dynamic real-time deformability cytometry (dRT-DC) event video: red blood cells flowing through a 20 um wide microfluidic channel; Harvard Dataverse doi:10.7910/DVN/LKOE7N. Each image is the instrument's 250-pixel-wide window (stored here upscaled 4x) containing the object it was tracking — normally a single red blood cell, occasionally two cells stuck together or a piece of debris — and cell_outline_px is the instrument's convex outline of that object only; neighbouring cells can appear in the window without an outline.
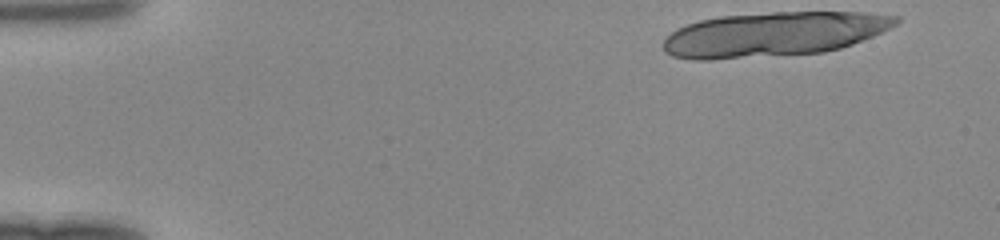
{"species": "human", "species_latin": "Homo sapiens", "temperature_condition": "room temperature", "stored_images_in_passage": 14, "camera_frame_rate_fps": 3000, "um_per_image_px": 0.085, "donor": {"sex": "female"}, "frame": {"image": 1, "passage_image": 1, "time_ms": 0.0, "image_size_px": [1000, 240], "cell_outline_px": [[900, 20], [896, 24], [872, 36], [852, 44], [840, 48], [824, 52], [712, 60], [692, 60], [672, 56], [664, 52], [660, 44], [676, 28], [700, 20], [720, 16], [772, 12], [864, 12], [900, 16]], "centroid_in_image_um": [65.71, 2.91], "position_along_channel_um": 19.3, "area_um2": 60.46}}